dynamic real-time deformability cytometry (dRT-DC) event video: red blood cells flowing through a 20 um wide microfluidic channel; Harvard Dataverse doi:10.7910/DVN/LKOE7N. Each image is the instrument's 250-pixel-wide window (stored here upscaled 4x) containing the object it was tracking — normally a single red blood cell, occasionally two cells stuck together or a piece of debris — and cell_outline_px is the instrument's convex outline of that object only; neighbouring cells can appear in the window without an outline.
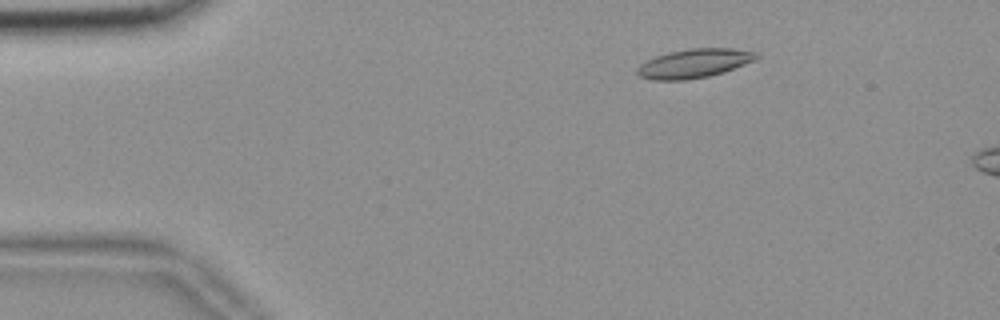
{"species": "common noctule bat (a hibernating species)", "species_latin": "Nyctalus noctula", "temperature_condition": "room temperature", "stored_images_in_passage": 15, "camera_frame_rate_fps": 3000, "um_per_image_px": 0.085, "animal": {"sex": "female", "body_mass_g": 18.4}, "frame": {"image": 1, "passage_image": 9, "time_ms": 2.667, "image_size_px": [1000, 320], "cell_outline_px": [[760, 56], [756, 60], [724, 72], [708, 76], [684, 80], [652, 80], [640, 76], [636, 72], [636, 68], [640, 64], [656, 56], [668, 52], [688, 48], [732, 48], [756, 52]], "centroid_in_image_um": [59.01, 5.38], "position_along_channel_um": 26.0, "area_um2": 20.17}}